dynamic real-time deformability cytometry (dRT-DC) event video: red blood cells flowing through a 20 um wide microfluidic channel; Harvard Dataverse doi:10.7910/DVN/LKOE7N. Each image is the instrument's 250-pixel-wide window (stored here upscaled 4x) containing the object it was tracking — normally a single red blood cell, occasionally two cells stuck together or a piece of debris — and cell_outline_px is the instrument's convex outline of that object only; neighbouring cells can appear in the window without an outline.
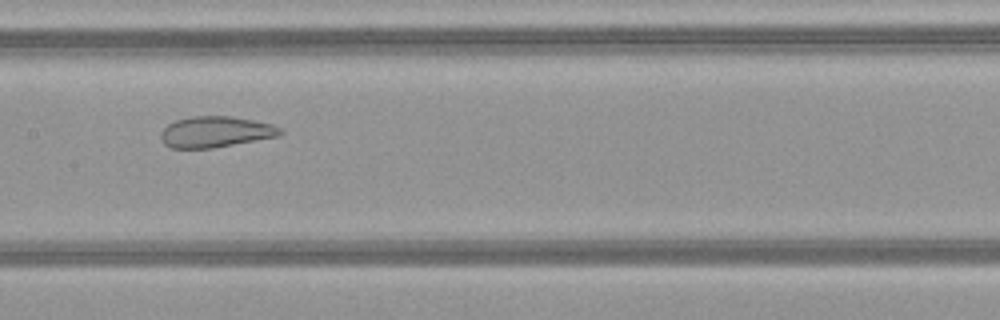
{"species": "common noctule bat (a hibernating species)", "species_latin": "Nyctalus noctula", "temperature_condition": "warm", "stored_images_in_passage": 45, "camera_frame_rate_fps": 3000, "um_per_image_px": 0.085, "animal": {"sex": "female", "body_mass_g": 21.9}, "frame": {"image": 1, "passage_image": 21, "time_ms": 6.667, "image_size_px": [1000, 320], "cell_outline_px": [[284, 132], [280, 136], [212, 148], [172, 148], [164, 144], [160, 136], [160, 132], [168, 124], [176, 120], [192, 116], [232, 116], [272, 124], [280, 128]], "centroid_in_image_um": [18.32, 11.21], "position_along_channel_um": 189.1, "area_um2": 21.56}}
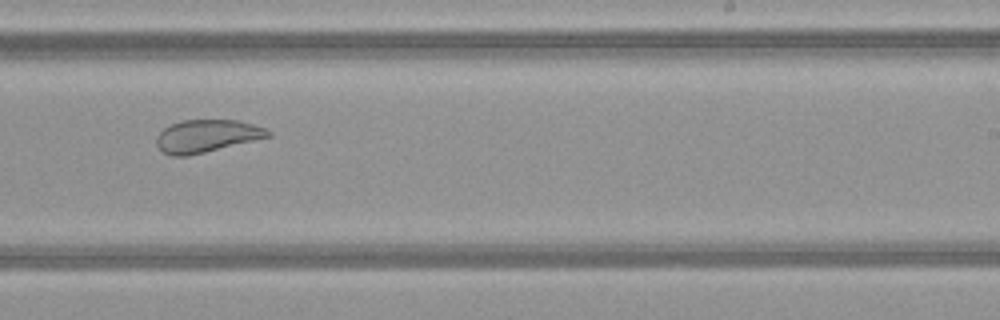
{"frame": {"image": 2, "passage_image": 27, "time_ms": 8.667, "image_size_px": [1000, 320], "cell_outline_px": [[272, 136], [188, 156], [172, 156], [164, 152], [156, 144], [156, 136], [164, 128], [180, 120], [236, 120], [268, 128], [272, 132]], "centroid_in_image_um": [17.59, 11.55], "position_along_channel_um": 271.4, "area_um2": 21.15}}
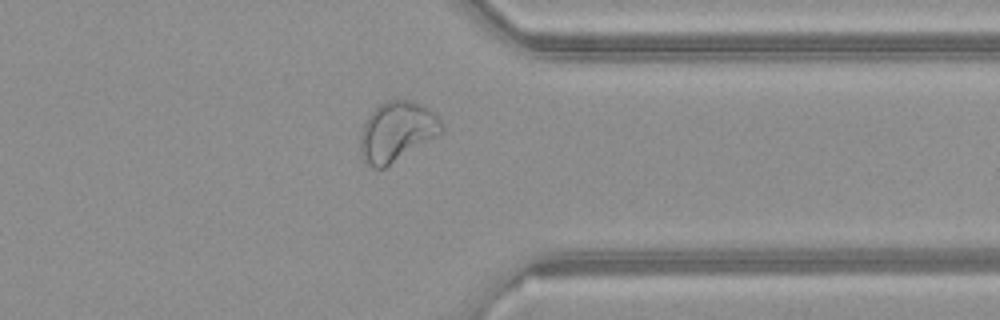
{"frame": {"image": 3, "passage_image": 35, "time_ms": 11.333, "image_size_px": [1000, 320], "cell_outline_px": [[444, 132], [384, 168], [372, 168], [364, 160], [360, 152], [360, 136], [364, 124], [368, 116], [380, 104], [388, 100], [412, 100], [428, 108], [440, 120], [444, 128]], "centroid_in_image_um": [33.74, 11.18], "position_along_channel_um": 377.7, "area_um2": 28.09}, "authors_computed_cell_mechanics": {"area_um2": 28.0908, "velocity_mm_per_s": 4.1333, "shape_relaxation_time_tau1_ms": null, "shape_relaxation_time_tau2_ms": 0.9601, "deformation_change_tau1": null, "deformation_change_tau2": 0.0829}}